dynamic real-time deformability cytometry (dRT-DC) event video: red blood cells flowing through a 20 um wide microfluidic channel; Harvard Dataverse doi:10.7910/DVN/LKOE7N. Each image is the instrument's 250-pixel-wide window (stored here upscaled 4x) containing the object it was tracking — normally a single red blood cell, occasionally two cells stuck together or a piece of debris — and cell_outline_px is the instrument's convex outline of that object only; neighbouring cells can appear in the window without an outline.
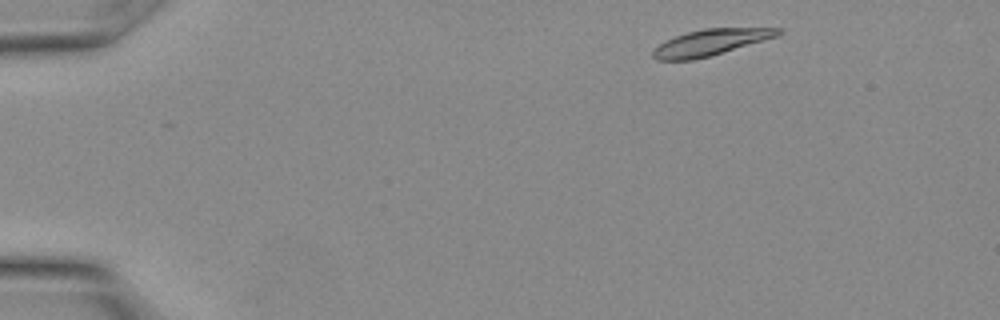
{"species": "Egyptian fruit bat (a non-hibernating species)", "species_latin": "Rousettus aegyptiacus", "temperature_condition": "warm", "stored_images_in_passage": 17, "camera_frame_rate_fps": 3000, "um_per_image_px": 0.085, "animal": {"sex": "female"}, "frame": {"image": 1, "passage_image": 2, "time_ms": 0.333, "image_size_px": [1000, 320], "cell_outline_px": [[784, 32], [780, 36], [708, 56], [692, 60], [656, 60], [652, 56], [652, 52], [660, 44], [676, 36], [688, 32], [704, 28], [780, 28]], "centroid_in_image_um": [60.45, 3.6], "position_along_channel_um": 24.6, "area_um2": 18.84}}
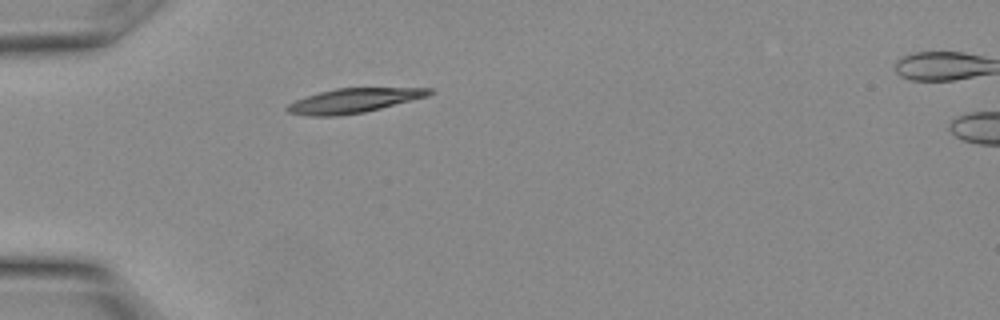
{"frame": {"image": 2, "passage_image": 7, "time_ms": 2.0, "image_size_px": [1000, 320], "cell_outline_px": [[432, 92], [428, 96], [364, 112], [336, 116], [308, 116], [288, 112], [284, 108], [288, 104], [296, 100], [320, 92], [336, 88], [432, 88]], "centroid_in_image_um": [30.03, 8.55], "position_along_channel_um": 55.0, "area_um2": 19.94}}
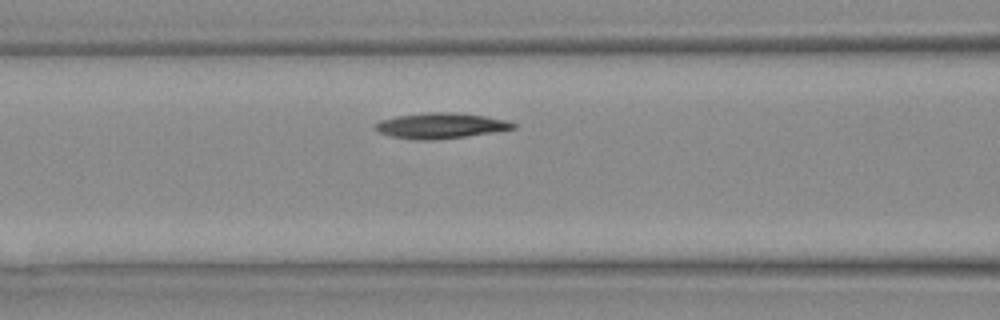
{"frame": {"image": 3, "passage_image": 11, "time_ms": 3.333, "image_size_px": [1000, 320], "cell_outline_px": [[516, 128], [464, 136], [392, 136], [380, 132], [376, 128], [376, 124], [380, 120], [396, 116], [428, 112], [452, 112], [484, 116], [508, 120], [516, 124]], "centroid_in_image_um": [37.54, 10.6], "position_along_channel_um": 129.1, "area_um2": 18.9}}